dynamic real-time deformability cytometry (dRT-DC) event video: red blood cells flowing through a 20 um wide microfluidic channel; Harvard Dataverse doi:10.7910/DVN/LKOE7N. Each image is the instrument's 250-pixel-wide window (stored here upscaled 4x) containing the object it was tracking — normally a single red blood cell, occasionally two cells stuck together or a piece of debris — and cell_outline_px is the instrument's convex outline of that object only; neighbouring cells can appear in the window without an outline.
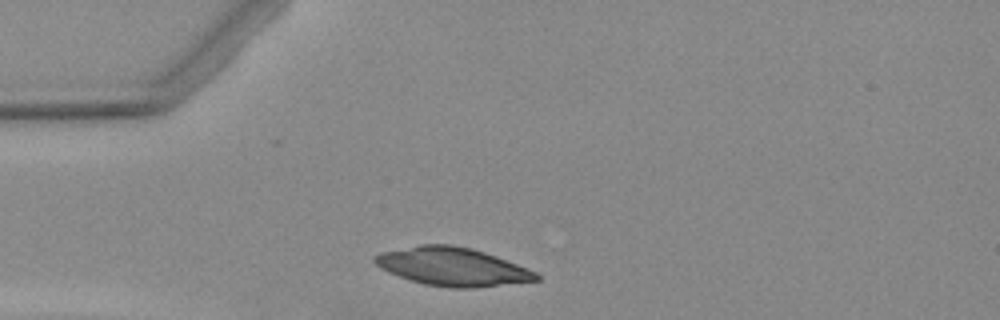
{"species": "Egyptian fruit bat (a non-hibernating species)", "species_latin": "Rousettus aegyptiacus", "temperature_condition": "warm", "stored_images_in_passage": 2, "camera_frame_rate_fps": 3000, "um_per_image_px": 0.085, "animal": {"sex": "female"}, "frame": {"image": 1, "passage_image": 1, "time_ms": 0.0, "image_size_px": [1000, 320], "cell_outline_px": [[540, 280], [472, 288], [448, 288], [424, 284], [388, 272], [380, 268], [372, 260], [380, 252], [420, 244], [452, 244], [472, 248], [496, 256], [536, 272], [540, 276]], "centroid_in_image_um": [38.44, 22.66], "position_along_channel_um": 46.6, "area_um2": 35.89}}